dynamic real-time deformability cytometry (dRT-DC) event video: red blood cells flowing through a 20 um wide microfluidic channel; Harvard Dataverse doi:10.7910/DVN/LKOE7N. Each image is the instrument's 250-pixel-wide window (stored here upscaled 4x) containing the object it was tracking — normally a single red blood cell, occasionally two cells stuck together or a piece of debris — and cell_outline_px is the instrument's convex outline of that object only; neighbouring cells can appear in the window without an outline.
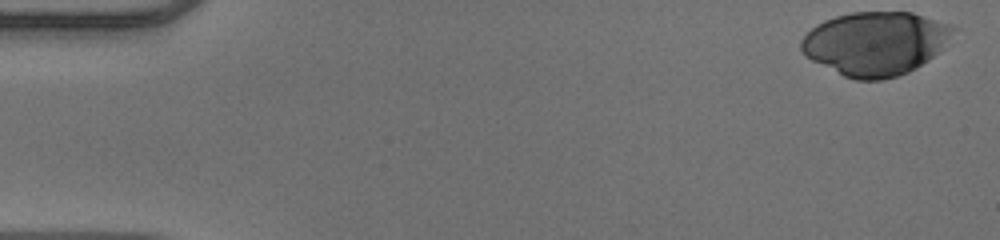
{"species": "human", "species_latin": "Homo sapiens", "temperature_condition": "warm", "stored_images_in_passage": 50, "camera_frame_rate_fps": 3000, "um_per_image_px": 0.085, "donor": {"sex": "male"}, "frame": {"image": 1, "passage_image": 1, "time_ms": 0.0, "image_size_px": [1000, 240], "cell_outline_px": [[960, 28], [928, 60], [916, 68], [908, 72], [884, 80], [856, 80], [844, 76], [812, 60], [800, 48], [800, 40], [816, 24], [824, 20], [836, 16], [852, 12], [912, 12]], "centroid_in_image_um": [74.41, 3.68], "position_along_channel_um": 10.6, "area_um2": 56.01}}
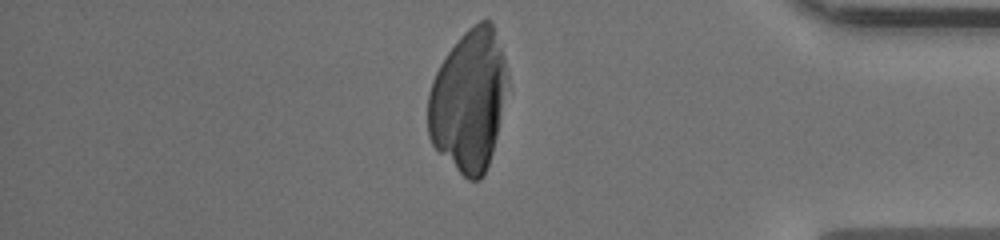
{"frame": {"image": 2, "passage_image": 43, "time_ms": 14.0, "image_size_px": [1000, 240], "cell_outline_px": [[508, 84], [496, 136], [492, 152], [488, 164], [480, 180], [468, 180], [432, 144], [428, 136], [428, 92], [432, 80], [440, 64], [448, 52], [460, 36], [468, 28], [480, 20], [488, 20], [492, 24], [504, 56], [508, 68]], "centroid_in_image_um": [39.84, 8.5], "position_along_channel_um": 395.4, "area_um2": 65.2}}
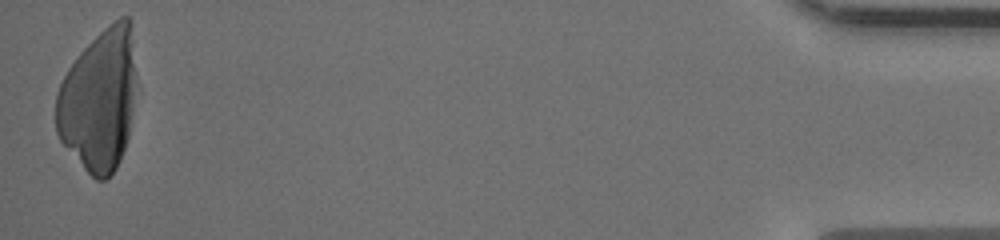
{"frame": {"image": 3, "passage_image": 50, "time_ms": 16.333, "image_size_px": [1000, 240], "cell_outline_px": [[136, 80], [128, 136], [120, 160], [116, 168], [104, 180], [96, 180], [84, 168], [60, 140], [56, 132], [56, 92], [68, 68], [80, 52], [104, 28], [120, 16], [128, 16], [132, 20], [136, 76]], "centroid_in_image_um": [8.42, 8.46], "position_along_channel_um": 426.8, "area_um2": 66.3}}